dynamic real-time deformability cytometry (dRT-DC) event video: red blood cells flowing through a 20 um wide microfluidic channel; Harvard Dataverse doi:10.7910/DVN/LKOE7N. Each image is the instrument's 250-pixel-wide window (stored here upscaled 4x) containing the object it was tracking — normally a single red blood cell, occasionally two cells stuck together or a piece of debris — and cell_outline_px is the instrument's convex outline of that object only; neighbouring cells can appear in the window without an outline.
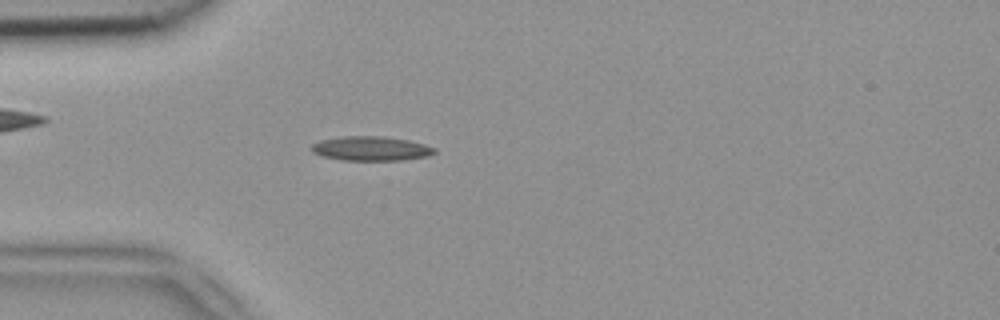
{"species": "common noctule bat (a hibernating species)", "species_latin": "Nyctalus noctula", "temperature_condition": "room temperature", "stored_images_in_passage": 51, "camera_frame_rate_fps": 3000, "um_per_image_px": 0.085, "animal": {"sex": "female", "body_mass_g": 18.4}, "frame": {"image": 1, "passage_image": 14, "time_ms": 4.333, "image_size_px": [1000, 320], "cell_outline_px": [[436, 152], [428, 156], [400, 160], [340, 160], [320, 156], [312, 152], [312, 144], [320, 140], [340, 136], [384, 136], [408, 140], [424, 144], [436, 148]], "centroid_in_image_um": [31.51, 12.62], "position_along_channel_um": 53.5, "area_um2": 17.57}}
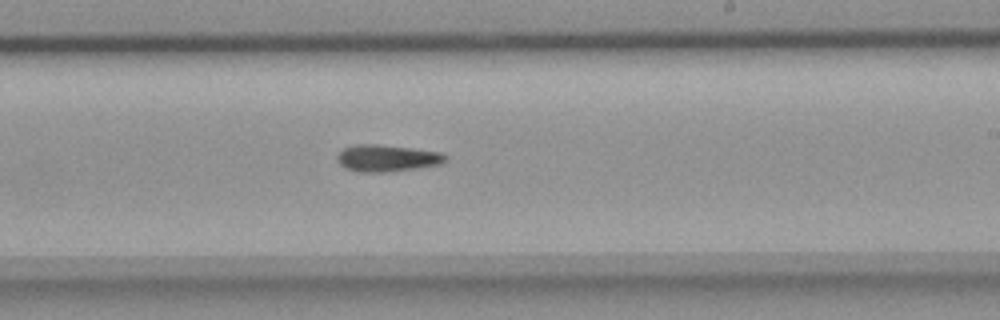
{"frame": {"image": 2, "passage_image": 30, "time_ms": 9.667, "image_size_px": [1000, 320], "cell_outline_px": [[448, 160], [444, 164], [416, 168], [384, 172], [360, 172], [344, 168], [336, 160], [336, 156], [344, 148], [356, 144], [376, 144], [412, 148], [440, 152], [448, 156]], "centroid_in_image_um": [32.92, 13.44], "position_along_channel_um": 256.1, "area_um2": 17.05}}
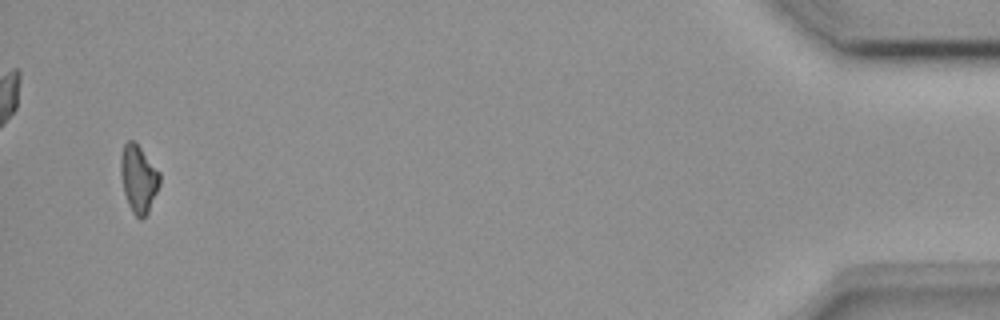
{"frame": {"image": 3, "passage_image": 49, "time_ms": 16.0, "image_size_px": [1000, 320], "cell_outline_px": [[160, 184], [148, 212], [140, 220], [132, 212], [128, 204], [124, 192], [120, 172], [120, 156], [124, 144], [128, 140], [132, 140], [140, 148], [160, 172]], "centroid_in_image_um": [11.76, 15.2], "position_along_channel_um": 423.4, "area_um2": 15.2}, "authors_computed_cell_mechanics": {"area_um2": 16.0684, "velocity_mm_per_s": 3.95, "shape_relaxation_time_tau1_ms": 7.287, "shape_relaxation_time_tau2_ms": null, "deformation_change_tau1": 0.1797, "deformation_change_tau2": null}}